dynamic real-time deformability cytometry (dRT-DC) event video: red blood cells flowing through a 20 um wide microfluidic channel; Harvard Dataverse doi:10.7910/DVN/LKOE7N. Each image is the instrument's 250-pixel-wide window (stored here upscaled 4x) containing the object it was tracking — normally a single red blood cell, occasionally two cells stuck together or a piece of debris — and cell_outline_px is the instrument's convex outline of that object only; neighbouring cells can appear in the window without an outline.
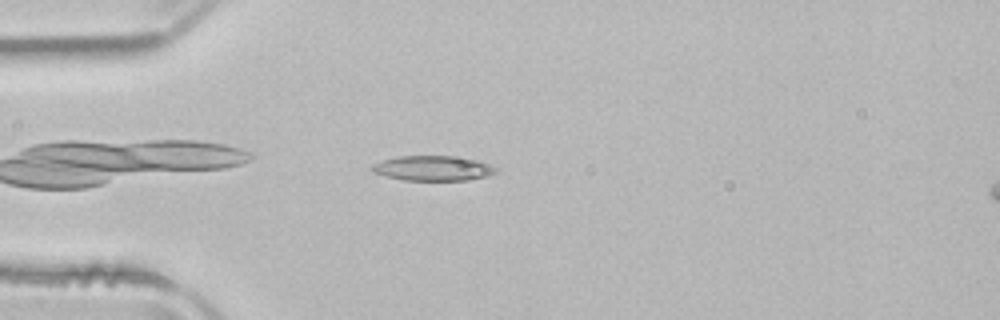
{"species": "common noctule bat (a hibernating species)", "species_latin": "Nyctalus noctula", "temperature_condition": "room temperature", "stored_images_in_passage": 39, "camera_frame_rate_fps": 3000, "um_per_image_px": 0.085, "animal": {"sex": "male", "body_mass_g": 21.5, "forearm_length_mm": 52.0}, "frame": {"image": 1, "passage_image": 2, "time_ms": 0.333, "image_size_px": [1000, 320], "cell_outline_px": [[496, 172], [488, 176], [468, 180], [404, 180], [372, 172], [368, 168], [372, 164], [396, 156], [452, 156], [476, 160], [488, 164], [496, 168]], "centroid_in_image_um": [36.76, 14.3], "position_along_channel_um": 48.2, "area_um2": 17.92}}
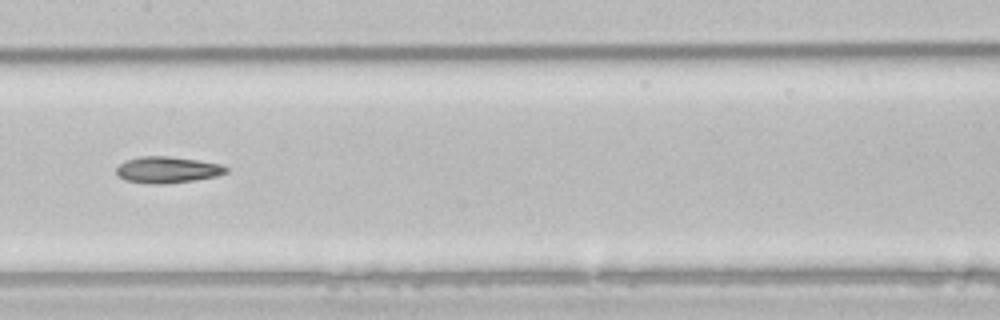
{"frame": {"image": 2, "passage_image": 14, "time_ms": 4.333, "image_size_px": [1000, 320], "cell_outline_px": [[228, 172], [216, 176], [196, 180], [160, 184], [152, 184], [128, 180], [120, 176], [116, 172], [116, 168], [124, 160], [140, 156], [168, 156], [196, 160], [220, 164], [228, 168]], "centroid_in_image_um": [14.23, 14.42], "position_along_channel_um": 193.2, "area_um2": 16.7}}
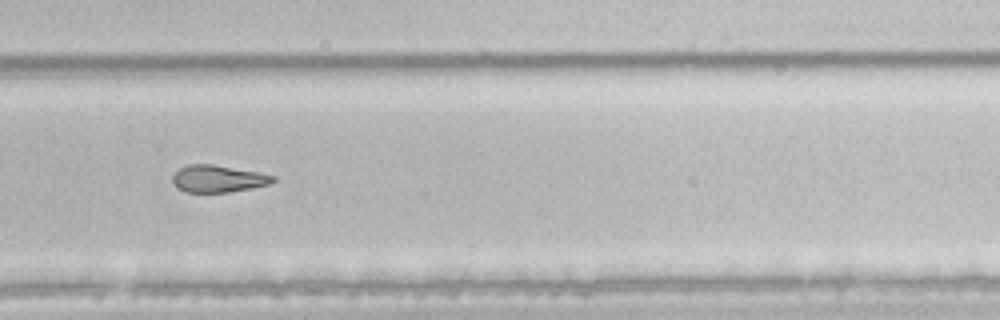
{"frame": {"image": 3, "passage_image": 23, "time_ms": 7.333, "image_size_px": [1000, 320], "cell_outline_px": [[276, 180], [268, 184], [252, 188], [228, 192], [188, 192], [176, 188], [172, 184], [172, 176], [180, 168], [188, 164], [212, 164], [256, 172], [276, 176]], "centroid_in_image_um": [18.5, 15.19], "position_along_channel_um": 311.3, "area_um2": 15.78}, "authors_computed_cell_mechanics": {"area_um2": 16.8198, "velocity_mm_per_s": 3.9582, "shape_relaxation_time_tau1_ms": null, "shape_relaxation_time_tau2_ms": 9.6502, "deformation_change_tau1": null, "deformation_change_tau2": 0.2259}}